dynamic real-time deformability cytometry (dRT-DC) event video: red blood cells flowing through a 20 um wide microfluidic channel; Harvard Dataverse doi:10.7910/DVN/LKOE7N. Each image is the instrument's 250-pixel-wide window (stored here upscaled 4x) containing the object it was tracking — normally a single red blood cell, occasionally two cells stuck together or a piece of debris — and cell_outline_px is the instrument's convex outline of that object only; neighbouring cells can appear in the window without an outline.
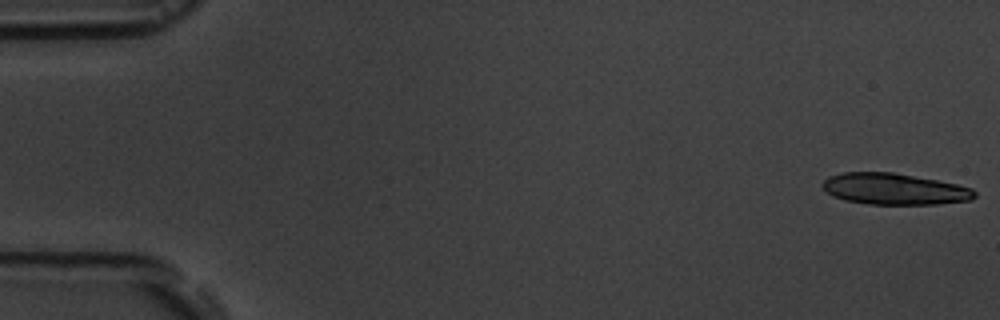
{"species": "common noctule bat (a hibernating species)", "species_latin": "Nyctalus noctula", "temperature_condition": "room temperature", "stored_images_in_passage": 5, "camera_frame_rate_fps": 3000, "um_per_image_px": 0.085, "animal": {"sex": "male", "body_mass_g": 19.5, "forearm_length_mm": 54.6}, "frame": {"image": 1, "passage_image": 1, "time_ms": 0.0, "image_size_px": [1000, 320], "cell_outline_px": [[976, 196], [972, 200], [936, 204], [868, 204], [844, 200], [832, 196], [820, 184], [828, 176], [844, 172], [892, 172], [936, 180], [956, 184], [972, 188], [976, 192]], "centroid_in_image_um": [76.0, 16.06], "position_along_channel_um": 9.0, "area_um2": 27.74}}